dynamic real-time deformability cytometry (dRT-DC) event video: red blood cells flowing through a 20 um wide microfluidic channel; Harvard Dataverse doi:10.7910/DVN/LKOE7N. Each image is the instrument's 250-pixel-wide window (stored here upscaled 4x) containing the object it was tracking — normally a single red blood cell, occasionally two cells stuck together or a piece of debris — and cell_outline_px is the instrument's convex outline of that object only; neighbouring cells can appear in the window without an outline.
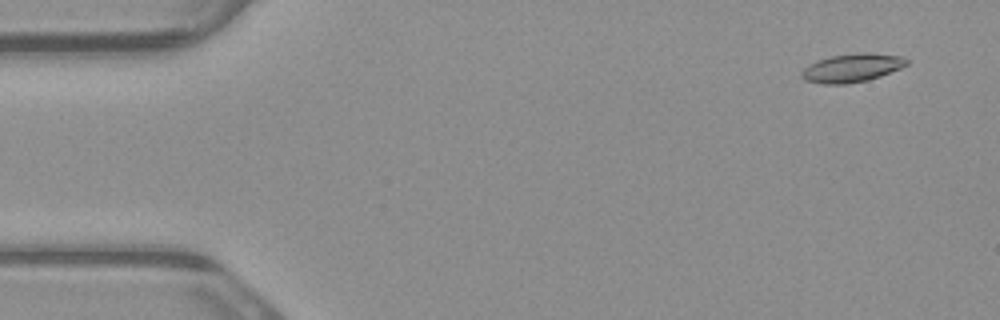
{"species": "common noctule bat (a hibernating species)", "species_latin": "Nyctalus noctula", "temperature_condition": "warm", "stored_images_in_passage": 5, "camera_frame_rate_fps": 3000, "um_per_image_px": 0.085, "animal": {"sex": "male", "body_mass_g": 23.1, "forearm_length_mm": 52.7}, "frame": {"image": 1, "passage_image": 2, "time_ms": 0.333, "image_size_px": [1000, 320], "cell_outline_px": [[908, 64], [900, 68], [880, 76], [868, 80], [848, 84], [824, 84], [804, 80], [800, 76], [800, 72], [808, 64], [816, 60], [832, 56], [864, 52], [868, 52], [900, 56], [908, 60]], "centroid_in_image_um": [72.38, 5.77], "position_along_channel_um": 12.6, "area_um2": 17.46}}
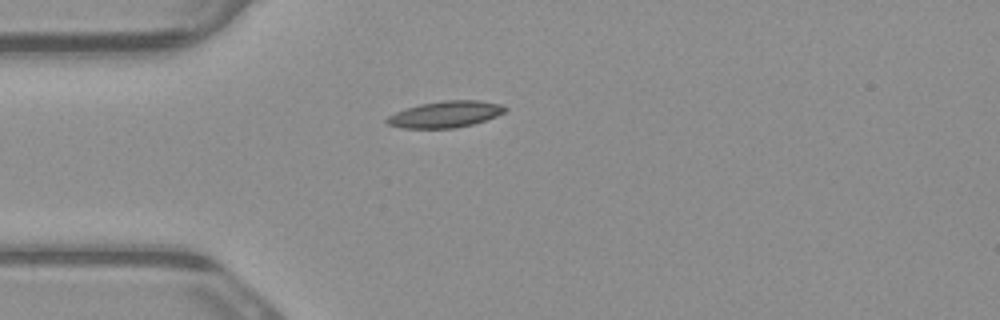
{"frame": {"image": 2, "passage_image": 4, "time_ms": 1.0, "image_size_px": [1000, 320], "cell_outline_px": [[508, 108], [504, 112], [496, 116], [472, 124], [452, 128], [400, 128], [388, 124], [384, 120], [388, 116], [404, 108], [420, 104], [444, 100], [480, 100], [500, 104]], "centroid_in_image_um": [37.83, 9.71], "position_along_channel_um": 47.2, "area_um2": 18.15}}